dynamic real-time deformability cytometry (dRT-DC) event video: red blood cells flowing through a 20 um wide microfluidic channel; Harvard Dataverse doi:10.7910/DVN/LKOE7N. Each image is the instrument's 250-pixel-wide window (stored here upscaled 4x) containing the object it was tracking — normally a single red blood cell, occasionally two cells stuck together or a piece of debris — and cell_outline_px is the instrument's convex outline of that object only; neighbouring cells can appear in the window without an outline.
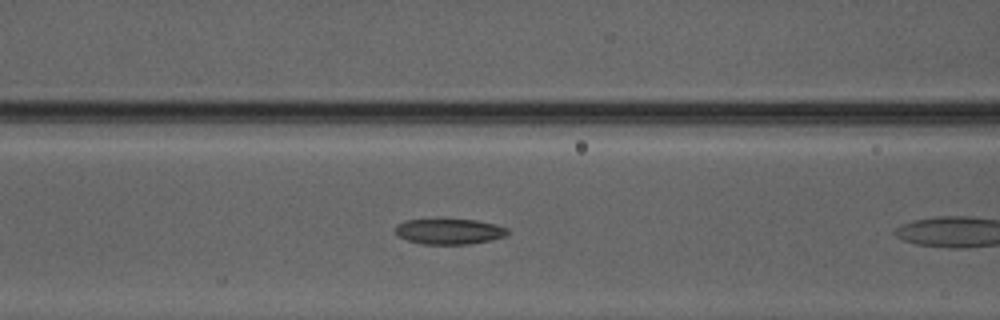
{"species": "Egyptian fruit bat (a non-hibernating species)", "species_latin": "Rousettus aegyptiacus", "temperature_condition": "warm", "stored_images_in_passage": 9, "camera_frame_rate_fps": 3000, "um_per_image_px": 0.085, "animal": {"sex": "male"}, "frame": {"image": 1, "passage_image": 8, "time_ms": 2.333, "image_size_px": [1000, 320], "cell_outline_px": [[508, 232], [504, 236], [492, 240], [468, 244], [424, 244], [408, 240], [400, 236], [396, 232], [396, 224], [404, 220], [436, 216], [440, 216], [476, 220], [496, 224], [508, 228]], "centroid_in_image_um": [38.16, 19.61], "position_along_channel_um": 128.4, "area_um2": 17.57}}